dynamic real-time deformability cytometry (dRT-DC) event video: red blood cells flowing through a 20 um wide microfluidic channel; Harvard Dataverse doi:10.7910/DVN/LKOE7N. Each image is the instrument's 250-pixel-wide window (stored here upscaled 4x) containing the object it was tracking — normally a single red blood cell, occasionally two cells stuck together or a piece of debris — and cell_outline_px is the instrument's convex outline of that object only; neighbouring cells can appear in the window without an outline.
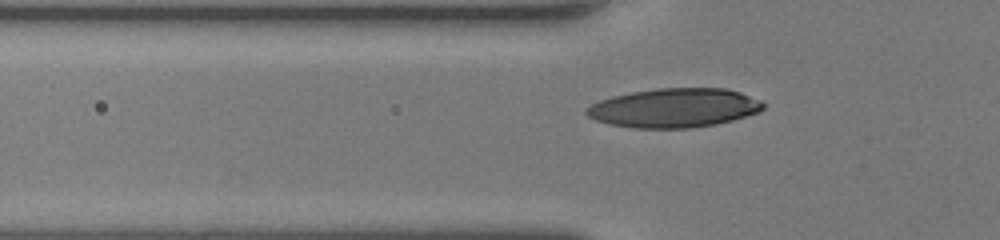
{"species": "human", "species_latin": "Homo sapiens", "temperature_condition": "room temperature", "stored_images_in_passage": 34, "camera_frame_rate_fps": 3000, "um_per_image_px": 0.085, "donor": {"sex": "female"}, "frame": {"image": 1, "passage_image": 3, "time_ms": 0.667, "image_size_px": [1000, 240], "cell_outline_px": [[764, 108], [760, 112], [732, 120], [716, 124], [692, 128], [632, 128], [608, 124], [596, 120], [588, 116], [584, 112], [584, 108], [600, 100], [612, 96], [632, 92], [656, 88], [724, 88], [740, 92], [760, 100], [764, 104]], "centroid_in_image_um": [57.29, 9.17], "position_along_channel_um": 68.5, "area_um2": 40.46}}
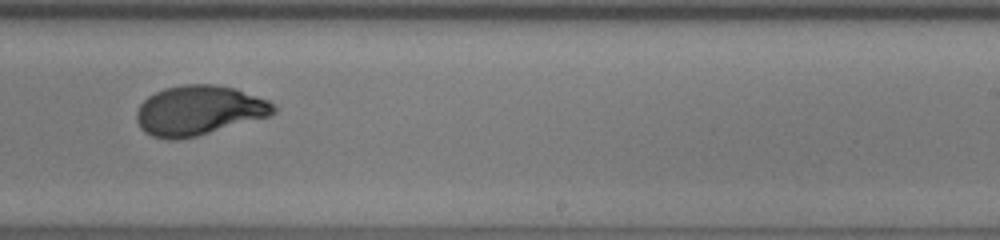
{"frame": {"image": 2, "passage_image": 17, "time_ms": 5.333, "image_size_px": [1000, 240], "cell_outline_px": [[276, 112], [272, 116], [196, 136], [180, 140], [168, 140], [152, 136], [144, 132], [140, 128], [136, 120], [136, 112], [140, 104], [148, 96], [164, 88], [184, 84], [212, 84], [236, 88], [268, 100], [276, 104]], "centroid_in_image_um": [16.92, 9.39], "position_along_channel_um": 272.1, "area_um2": 40.11}}
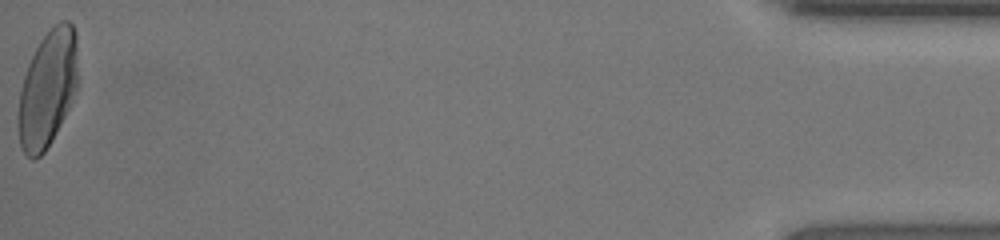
{"frame": {"image": 3, "passage_image": 34, "time_ms": 11.0, "image_size_px": [1000, 240], "cell_outline_px": [[80, 84], [52, 140], [44, 152], [36, 160], [32, 160], [24, 152], [20, 144], [16, 120], [16, 116], [20, 92], [24, 76], [28, 64], [40, 40], [60, 20], [68, 20], [72, 24], [76, 32]], "centroid_in_image_um": [4.07, 7.54], "position_along_channel_um": 431.1, "area_um2": 41.27}, "authors_computed_cell_mechanics": {"area_um2": 39.882, "velocity_mm_per_s": 4.4294, "shape_relaxation_time_tau1_ms": 3.9333, "shape_relaxation_time_tau2_ms": 0.693, "deformation_change_tau1": 0.2, "deformation_change_tau2": 0.0546}}